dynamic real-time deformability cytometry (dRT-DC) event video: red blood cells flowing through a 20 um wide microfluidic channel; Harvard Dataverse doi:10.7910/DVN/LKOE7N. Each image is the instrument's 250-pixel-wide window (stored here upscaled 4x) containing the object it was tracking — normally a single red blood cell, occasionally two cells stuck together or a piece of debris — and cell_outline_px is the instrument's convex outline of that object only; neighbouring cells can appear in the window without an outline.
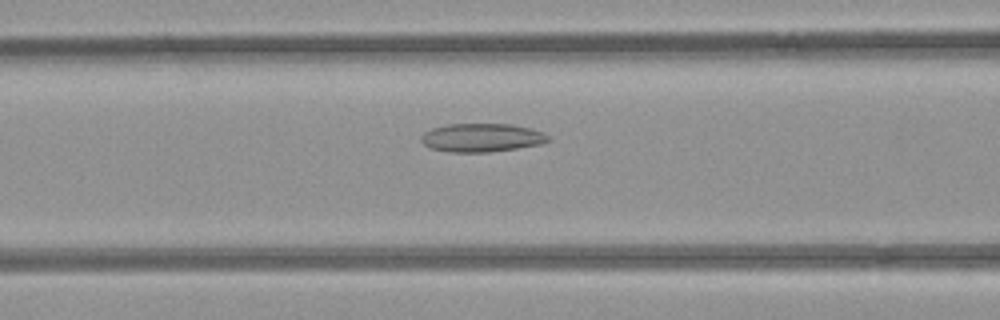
{"species": "common noctule bat (a hibernating species)", "species_latin": "Nyctalus noctula", "temperature_condition": "room temperature", "stored_images_in_passage": 29, "camera_frame_rate_fps": 3000, "um_per_image_px": 0.085, "animal": {"sex": "female", "body_mass_g": 21.9}, "frame": {"image": 1, "passage_image": 9, "time_ms": 2.667, "image_size_px": [1000, 320], "cell_outline_px": [[552, 140], [540, 144], [516, 148], [488, 152], [452, 152], [428, 148], [420, 140], [420, 136], [424, 132], [432, 128], [448, 124], [512, 124], [544, 132]], "centroid_in_image_um": [40.92, 11.7], "position_along_channel_um": 125.7, "area_um2": 21.1}}
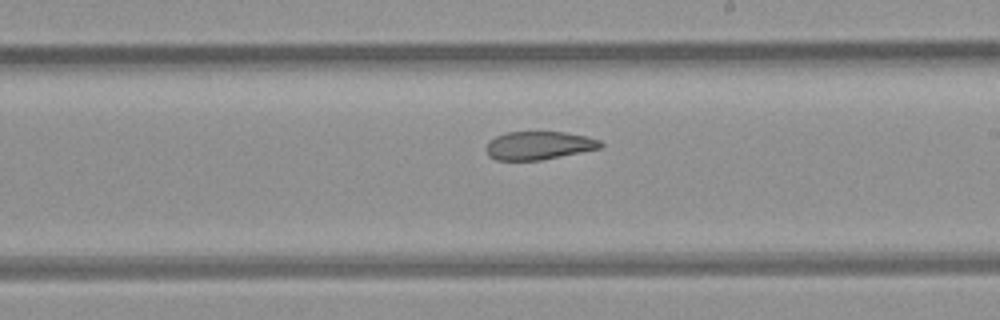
{"frame": {"image": 2, "passage_image": 18, "time_ms": 5.667, "image_size_px": [1000, 320], "cell_outline_px": [[604, 144], [600, 148], [540, 160], [496, 160], [488, 156], [484, 148], [488, 140], [496, 136], [508, 132], [564, 132], [584, 136], [600, 140]], "centroid_in_image_um": [45.73, 12.36], "position_along_channel_um": 243.3, "area_um2": 18.79}}
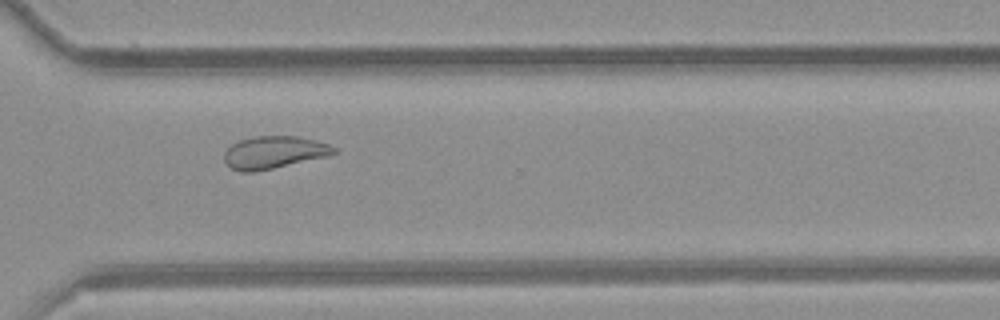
{"frame": {"image": 3, "passage_image": 26, "time_ms": 8.333, "image_size_px": [1000, 320], "cell_outline_px": [[336, 152], [332, 156], [252, 172], [240, 172], [232, 168], [224, 160], [224, 152], [232, 144], [240, 140], [252, 136], [296, 136], [328, 144], [336, 148]], "centroid_in_image_um": [23.3, 12.95], "position_along_channel_um": 347.3, "area_um2": 20.69}, "authors_computed_cell_mechanics": {"area_um2": 20.4034, "velocity_mm_per_s": 3.9155, "shape_relaxation_time_tau1_ms": null, "shape_relaxation_time_tau2_ms": 2.8036, "deformation_change_tau1": null, "deformation_change_tau2": 0.0928}}